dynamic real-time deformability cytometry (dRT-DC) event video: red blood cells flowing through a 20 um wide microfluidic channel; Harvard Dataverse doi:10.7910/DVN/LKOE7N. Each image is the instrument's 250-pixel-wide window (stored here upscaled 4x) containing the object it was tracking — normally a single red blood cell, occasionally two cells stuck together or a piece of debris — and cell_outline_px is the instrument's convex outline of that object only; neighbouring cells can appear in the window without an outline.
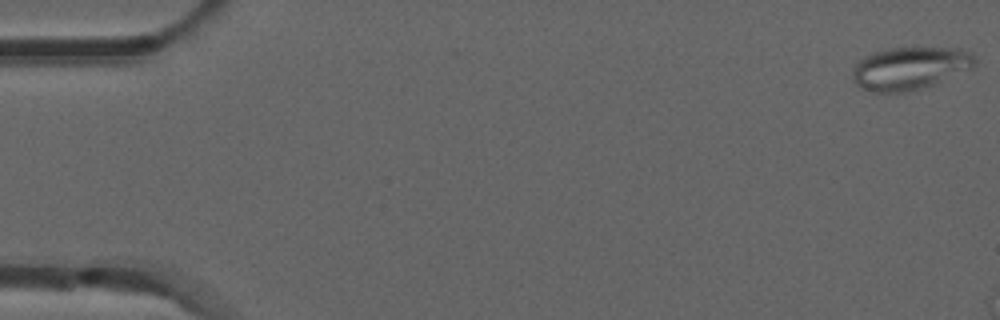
{"species": "common noctule bat (a hibernating species)", "species_latin": "Nyctalus noctula", "temperature_condition": "room temperature", "stored_images_in_passage": 5, "camera_frame_rate_fps": 3000, "um_per_image_px": 0.085, "animal": {"sex": "male", "forearm_length_mm": 52.5}, "frame": {"image": 1, "passage_image": 1, "time_ms": 0.0, "image_size_px": [1000, 320], "cell_outline_px": [[976, 64], [932, 84], [920, 88], [904, 92], [872, 92], [856, 84], [852, 80], [852, 68], [860, 60], [876, 52], [892, 48], [960, 48], [968, 52], [976, 60]], "centroid_in_image_um": [77.27, 5.8], "position_along_channel_um": 7.7, "area_um2": 29.54}}